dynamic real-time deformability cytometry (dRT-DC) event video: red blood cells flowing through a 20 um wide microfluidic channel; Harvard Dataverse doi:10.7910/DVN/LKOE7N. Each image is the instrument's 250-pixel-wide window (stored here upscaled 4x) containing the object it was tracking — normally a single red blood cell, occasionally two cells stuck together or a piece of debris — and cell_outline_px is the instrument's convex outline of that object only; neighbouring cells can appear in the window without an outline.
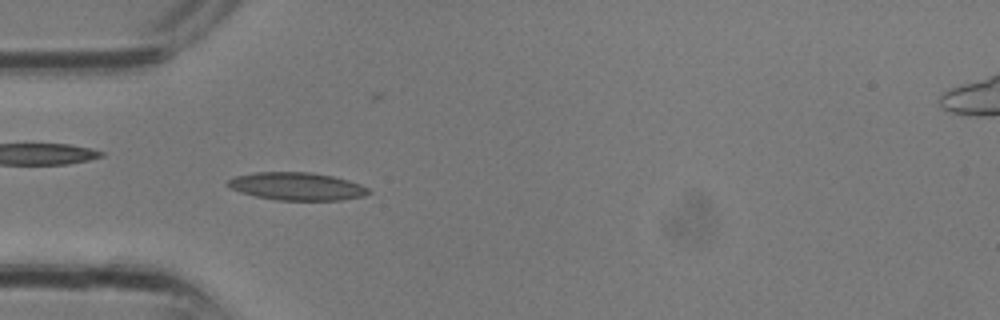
{"species": "common noctule bat (a hibernating species)", "species_latin": "Nyctalus noctula", "temperature_condition": "room temperature", "stored_images_in_passage": 31, "camera_frame_rate_fps": 3000, "um_per_image_px": 0.085, "animal": {"sex": "male", "body_mass_g": 13.3}, "frame": {"image": 1, "passage_image": 9, "time_ms": 2.667, "image_size_px": [1000, 320], "cell_outline_px": [[372, 192], [364, 196], [340, 200], [280, 200], [256, 196], [240, 192], [224, 184], [232, 176], [256, 172], [312, 172], [332, 176], [348, 180], [360, 184], [368, 188]], "centroid_in_image_um": [25.22, 15.83], "position_along_channel_um": 59.8, "area_um2": 22.83}}
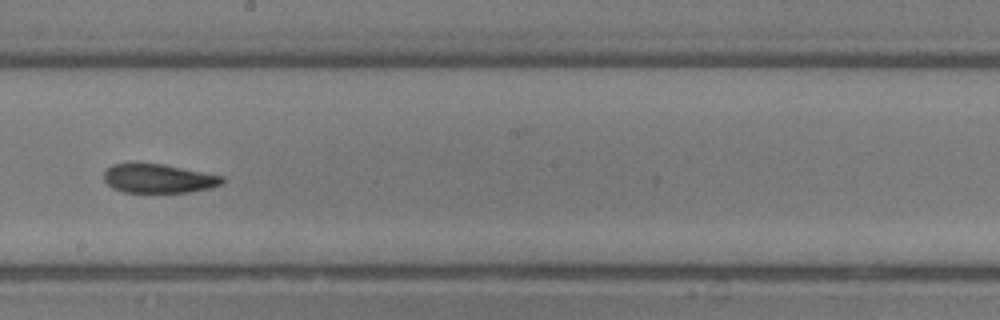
{"frame": {"image": 2, "passage_image": 17, "time_ms": 5.333, "image_size_px": [1000, 320], "cell_outline_px": [[224, 184], [212, 188], [188, 192], [124, 192], [112, 188], [104, 180], [104, 172], [112, 164], [164, 164], [224, 176]], "centroid_in_image_um": [13.52, 15.18], "position_along_channel_um": 234.7, "area_um2": 19.94}}
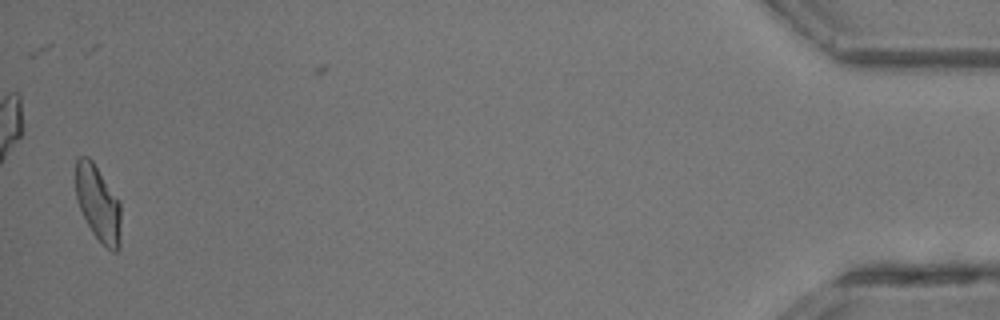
{"frame": {"image": 3, "passage_image": 30, "time_ms": 9.667, "image_size_px": [1000, 320], "cell_outline_px": [[120, 248], [116, 252], [112, 252], [92, 232], [80, 208], [76, 196], [76, 160], [80, 156], [88, 156], [92, 160], [120, 200]], "centroid_in_image_um": [8.36, 17.27], "position_along_channel_um": 426.8, "area_um2": 19.83}}